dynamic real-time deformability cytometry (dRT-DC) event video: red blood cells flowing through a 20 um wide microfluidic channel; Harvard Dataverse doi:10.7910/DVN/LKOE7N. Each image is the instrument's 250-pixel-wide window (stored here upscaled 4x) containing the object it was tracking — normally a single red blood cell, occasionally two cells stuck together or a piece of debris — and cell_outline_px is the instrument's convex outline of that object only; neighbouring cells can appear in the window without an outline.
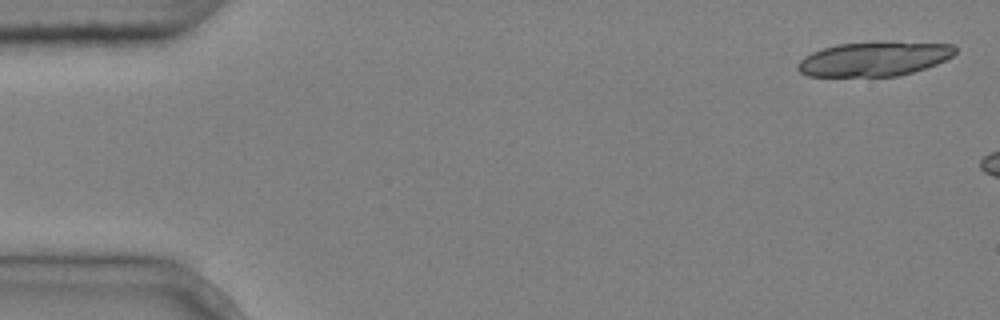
{"species": "common noctule bat (a hibernating species)", "species_latin": "Nyctalus noctula", "temperature_condition": "cold", "stored_images_in_passage": 4, "camera_frame_rate_fps": 3000, "um_per_image_px": 0.085, "animal": {"sex": "male", "body_mass_g": 20.4}, "frame": {"image": 1, "passage_image": 1, "time_ms": 0.0, "image_size_px": [1000, 320], "cell_outline_px": [[956, 52], [952, 56], [936, 64], [912, 72], [896, 76], [808, 76], [800, 72], [796, 68], [796, 64], [804, 56], [812, 52], [836, 44], [952, 44], [956, 48]], "centroid_in_image_um": [74.22, 5.05], "position_along_channel_um": 10.8, "area_um2": 30.35}}